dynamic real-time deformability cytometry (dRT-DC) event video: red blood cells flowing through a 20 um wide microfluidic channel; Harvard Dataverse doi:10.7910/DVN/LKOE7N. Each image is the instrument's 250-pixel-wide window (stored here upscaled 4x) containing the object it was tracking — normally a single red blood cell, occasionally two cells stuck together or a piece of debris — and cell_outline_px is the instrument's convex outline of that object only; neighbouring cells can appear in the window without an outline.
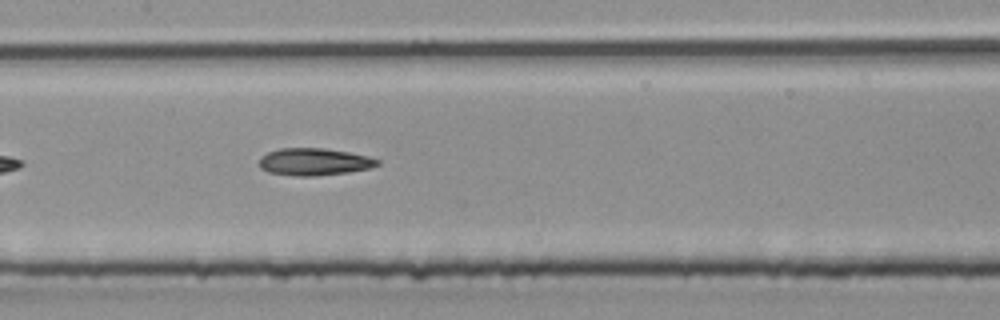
{"species": "common noctule bat (a hibernating species)", "species_latin": "Nyctalus noctula", "temperature_condition": "room temperature", "stored_images_in_passage": 33, "camera_frame_rate_fps": 3000, "um_per_image_px": 0.085, "animal": {"sex": "male", "body_mass_g": 20.4}, "frame": {"image": 1, "passage_image": 10, "time_ms": 3.0, "image_size_px": [1000, 320], "cell_outline_px": [[380, 164], [368, 168], [348, 172], [316, 176], [296, 176], [268, 172], [260, 168], [260, 156], [268, 152], [280, 148], [324, 148], [348, 152], [368, 156], [380, 160]], "centroid_in_image_um": [26.69, 13.75], "position_along_channel_um": 180.7, "area_um2": 18.73}}